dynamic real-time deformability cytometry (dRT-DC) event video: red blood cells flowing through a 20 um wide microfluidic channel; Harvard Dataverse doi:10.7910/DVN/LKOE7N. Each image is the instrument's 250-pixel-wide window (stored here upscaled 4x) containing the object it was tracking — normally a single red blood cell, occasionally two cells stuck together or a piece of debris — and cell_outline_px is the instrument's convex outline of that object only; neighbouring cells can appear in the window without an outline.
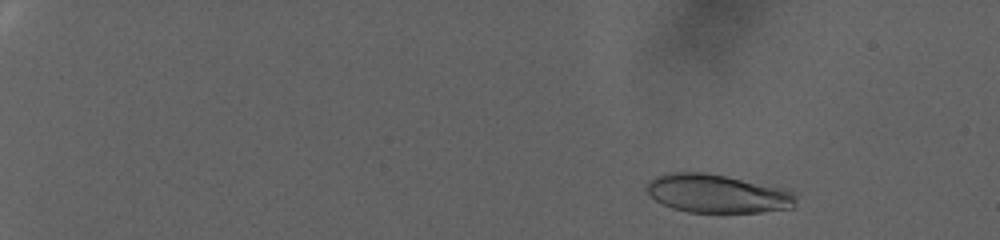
{"species": "human", "species_latin": "Homo sapiens", "temperature_condition": "warm", "stored_images_in_passage": 85, "camera_frame_rate_fps": 3000, "um_per_image_px": 0.085, "donor": {"sex": "female"}, "frame": {"image": 1, "passage_image": 11, "time_ms": 3.333, "image_size_px": [1000, 240], "cell_outline_px": [[796, 208], [760, 212], [688, 212], [672, 208], [656, 200], [644, 188], [648, 180], [656, 176], [672, 172], [704, 172], [776, 184], [792, 192], [796, 196]], "centroid_in_image_um": [61.04, 16.44], "position_along_channel_um": 24.0, "area_um2": 34.16}}
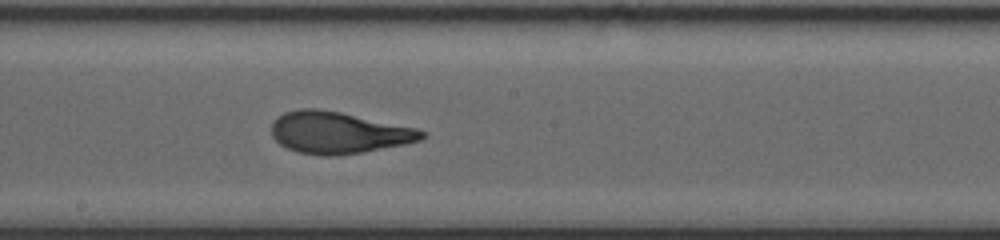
{"frame": {"image": 2, "passage_image": 53, "time_ms": 17.333, "image_size_px": [1000, 240], "cell_outline_px": [[424, 136], [420, 140], [404, 144], [364, 152], [336, 156], [320, 156], [296, 152], [280, 144], [272, 136], [272, 124], [284, 112], [300, 108], [316, 108], [340, 112], [416, 128], [424, 132]], "centroid_in_image_um": [28.73, 11.28], "position_along_channel_um": 219.5, "area_um2": 36.36}}
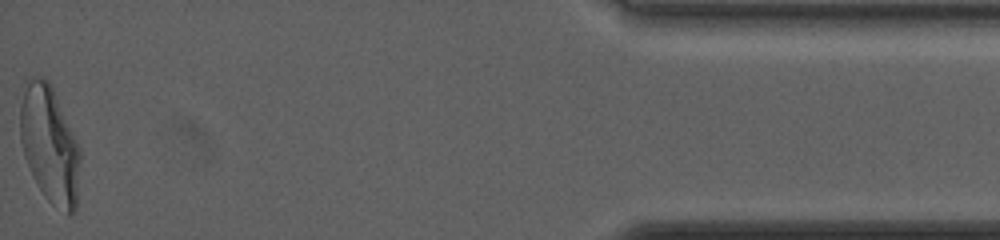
{"frame": {"image": 3, "passage_image": 85, "time_ms": 28.0, "image_size_px": [1000, 240], "cell_outline_px": [[80, 160], [76, 208], [72, 212], [68, 212], [52, 204], [44, 196], [24, 156], [20, 140], [20, 104], [28, 80], [36, 76], [44, 76], [48, 80], [52, 88], [80, 148]], "centroid_in_image_um": [4.21, 12.27], "position_along_channel_um": 431.0, "area_um2": 40.06}, "authors_computed_cell_mechanics": {"area_um2": 35.9516, "velocity_mm_per_s": 2.5864, "shape_relaxation_time_tau1_ms": 8.9408, "shape_relaxation_time_tau2_ms": 1.4048, "deformation_change_tau1": 0.2846, "deformation_change_tau2": 0.0881}}